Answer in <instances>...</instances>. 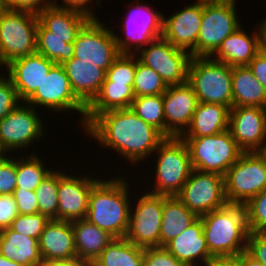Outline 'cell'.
<instances>
[{
    "mask_svg": "<svg viewBox=\"0 0 266 266\" xmlns=\"http://www.w3.org/2000/svg\"><path fill=\"white\" fill-rule=\"evenodd\" d=\"M83 130L101 148L113 149L132 164H142L154 154L166 138L154 126L143 121L131 108L108 110L98 114ZM148 156V157H147ZM125 157V158H124Z\"/></svg>",
    "mask_w": 266,
    "mask_h": 266,
    "instance_id": "obj_1",
    "label": "cell"
},
{
    "mask_svg": "<svg viewBox=\"0 0 266 266\" xmlns=\"http://www.w3.org/2000/svg\"><path fill=\"white\" fill-rule=\"evenodd\" d=\"M117 177L109 180L100 177L92 187L85 219L114 238H124L132 201L129 197V182L119 175Z\"/></svg>",
    "mask_w": 266,
    "mask_h": 266,
    "instance_id": "obj_2",
    "label": "cell"
},
{
    "mask_svg": "<svg viewBox=\"0 0 266 266\" xmlns=\"http://www.w3.org/2000/svg\"><path fill=\"white\" fill-rule=\"evenodd\" d=\"M200 218L213 257L238 256L246 251L249 230L244 205L228 203Z\"/></svg>",
    "mask_w": 266,
    "mask_h": 266,
    "instance_id": "obj_3",
    "label": "cell"
},
{
    "mask_svg": "<svg viewBox=\"0 0 266 266\" xmlns=\"http://www.w3.org/2000/svg\"><path fill=\"white\" fill-rule=\"evenodd\" d=\"M157 152V153H156ZM155 185L148 192L166 197L177 196L193 170L186 142L166 137L155 150Z\"/></svg>",
    "mask_w": 266,
    "mask_h": 266,
    "instance_id": "obj_4",
    "label": "cell"
},
{
    "mask_svg": "<svg viewBox=\"0 0 266 266\" xmlns=\"http://www.w3.org/2000/svg\"><path fill=\"white\" fill-rule=\"evenodd\" d=\"M187 82L199 103L233 107L232 66L211 57H191Z\"/></svg>",
    "mask_w": 266,
    "mask_h": 266,
    "instance_id": "obj_5",
    "label": "cell"
},
{
    "mask_svg": "<svg viewBox=\"0 0 266 266\" xmlns=\"http://www.w3.org/2000/svg\"><path fill=\"white\" fill-rule=\"evenodd\" d=\"M38 23L37 13L31 11H0V67L36 53Z\"/></svg>",
    "mask_w": 266,
    "mask_h": 266,
    "instance_id": "obj_6",
    "label": "cell"
},
{
    "mask_svg": "<svg viewBox=\"0 0 266 266\" xmlns=\"http://www.w3.org/2000/svg\"><path fill=\"white\" fill-rule=\"evenodd\" d=\"M182 139L188 146L192 168L203 172L224 176L243 153L229 130L210 136Z\"/></svg>",
    "mask_w": 266,
    "mask_h": 266,
    "instance_id": "obj_7",
    "label": "cell"
},
{
    "mask_svg": "<svg viewBox=\"0 0 266 266\" xmlns=\"http://www.w3.org/2000/svg\"><path fill=\"white\" fill-rule=\"evenodd\" d=\"M235 4L236 0H203L197 57H211L221 43L242 26Z\"/></svg>",
    "mask_w": 266,
    "mask_h": 266,
    "instance_id": "obj_8",
    "label": "cell"
},
{
    "mask_svg": "<svg viewBox=\"0 0 266 266\" xmlns=\"http://www.w3.org/2000/svg\"><path fill=\"white\" fill-rule=\"evenodd\" d=\"M129 6L131 7L129 16L124 18V24L120 28L124 36L114 33L120 54H136L145 45L162 35L163 13L161 11L153 10L149 4L134 5L132 2L128 4Z\"/></svg>",
    "mask_w": 266,
    "mask_h": 266,
    "instance_id": "obj_9",
    "label": "cell"
},
{
    "mask_svg": "<svg viewBox=\"0 0 266 266\" xmlns=\"http://www.w3.org/2000/svg\"><path fill=\"white\" fill-rule=\"evenodd\" d=\"M224 185L229 204L245 205L266 189V166L252 152H243L225 173Z\"/></svg>",
    "mask_w": 266,
    "mask_h": 266,
    "instance_id": "obj_10",
    "label": "cell"
},
{
    "mask_svg": "<svg viewBox=\"0 0 266 266\" xmlns=\"http://www.w3.org/2000/svg\"><path fill=\"white\" fill-rule=\"evenodd\" d=\"M36 109L22 102L8 116L0 119V149L5 154L11 152L10 155H12L15 150L19 151V149L22 152L44 135L43 130L46 129L42 121L43 117L39 118Z\"/></svg>",
    "mask_w": 266,
    "mask_h": 266,
    "instance_id": "obj_11",
    "label": "cell"
},
{
    "mask_svg": "<svg viewBox=\"0 0 266 266\" xmlns=\"http://www.w3.org/2000/svg\"><path fill=\"white\" fill-rule=\"evenodd\" d=\"M130 206L125 239L143 248L160 247L164 196L146 192ZM132 207H134L132 209Z\"/></svg>",
    "mask_w": 266,
    "mask_h": 266,
    "instance_id": "obj_12",
    "label": "cell"
},
{
    "mask_svg": "<svg viewBox=\"0 0 266 266\" xmlns=\"http://www.w3.org/2000/svg\"><path fill=\"white\" fill-rule=\"evenodd\" d=\"M135 55L142 64L157 72L167 86L187 82L191 54L174 47L162 37L156 38Z\"/></svg>",
    "mask_w": 266,
    "mask_h": 266,
    "instance_id": "obj_13",
    "label": "cell"
},
{
    "mask_svg": "<svg viewBox=\"0 0 266 266\" xmlns=\"http://www.w3.org/2000/svg\"><path fill=\"white\" fill-rule=\"evenodd\" d=\"M176 197L198 217L228 204L224 176L196 169Z\"/></svg>",
    "mask_w": 266,
    "mask_h": 266,
    "instance_id": "obj_14",
    "label": "cell"
},
{
    "mask_svg": "<svg viewBox=\"0 0 266 266\" xmlns=\"http://www.w3.org/2000/svg\"><path fill=\"white\" fill-rule=\"evenodd\" d=\"M73 46V58H77L79 62L95 63L105 71L120 55L114 30L98 19H90L83 26L73 42Z\"/></svg>",
    "mask_w": 266,
    "mask_h": 266,
    "instance_id": "obj_15",
    "label": "cell"
},
{
    "mask_svg": "<svg viewBox=\"0 0 266 266\" xmlns=\"http://www.w3.org/2000/svg\"><path fill=\"white\" fill-rule=\"evenodd\" d=\"M37 108L45 107L48 110L61 113L69 110L81 113V127L85 128L86 107L75 97L70 86L69 78L62 65L55 64L35 93L26 101ZM37 106V107H36Z\"/></svg>",
    "mask_w": 266,
    "mask_h": 266,
    "instance_id": "obj_16",
    "label": "cell"
},
{
    "mask_svg": "<svg viewBox=\"0 0 266 266\" xmlns=\"http://www.w3.org/2000/svg\"><path fill=\"white\" fill-rule=\"evenodd\" d=\"M196 1L175 11L168 18L163 14L162 23L161 37L174 47L188 50L191 57H197V38L203 15V0Z\"/></svg>",
    "mask_w": 266,
    "mask_h": 266,
    "instance_id": "obj_17",
    "label": "cell"
},
{
    "mask_svg": "<svg viewBox=\"0 0 266 266\" xmlns=\"http://www.w3.org/2000/svg\"><path fill=\"white\" fill-rule=\"evenodd\" d=\"M59 171L57 220L75 221L86 217L92 187L100 180Z\"/></svg>",
    "mask_w": 266,
    "mask_h": 266,
    "instance_id": "obj_18",
    "label": "cell"
},
{
    "mask_svg": "<svg viewBox=\"0 0 266 266\" xmlns=\"http://www.w3.org/2000/svg\"><path fill=\"white\" fill-rule=\"evenodd\" d=\"M198 103L188 82L167 87L163 94L165 137H180L186 131Z\"/></svg>",
    "mask_w": 266,
    "mask_h": 266,
    "instance_id": "obj_19",
    "label": "cell"
},
{
    "mask_svg": "<svg viewBox=\"0 0 266 266\" xmlns=\"http://www.w3.org/2000/svg\"><path fill=\"white\" fill-rule=\"evenodd\" d=\"M228 130L243 152H253L266 138V108L232 107Z\"/></svg>",
    "mask_w": 266,
    "mask_h": 266,
    "instance_id": "obj_20",
    "label": "cell"
},
{
    "mask_svg": "<svg viewBox=\"0 0 266 266\" xmlns=\"http://www.w3.org/2000/svg\"><path fill=\"white\" fill-rule=\"evenodd\" d=\"M54 65L52 60L36 52L5 66L20 101L26 102L35 93Z\"/></svg>",
    "mask_w": 266,
    "mask_h": 266,
    "instance_id": "obj_21",
    "label": "cell"
},
{
    "mask_svg": "<svg viewBox=\"0 0 266 266\" xmlns=\"http://www.w3.org/2000/svg\"><path fill=\"white\" fill-rule=\"evenodd\" d=\"M164 248L186 266H207L214 258L207 248L200 217Z\"/></svg>",
    "mask_w": 266,
    "mask_h": 266,
    "instance_id": "obj_22",
    "label": "cell"
},
{
    "mask_svg": "<svg viewBox=\"0 0 266 266\" xmlns=\"http://www.w3.org/2000/svg\"><path fill=\"white\" fill-rule=\"evenodd\" d=\"M242 28L241 26L221 43L217 51L211 56L213 60L233 67L247 66L254 59L263 49L259 27H256L258 31H253L251 36Z\"/></svg>",
    "mask_w": 266,
    "mask_h": 266,
    "instance_id": "obj_23",
    "label": "cell"
},
{
    "mask_svg": "<svg viewBox=\"0 0 266 266\" xmlns=\"http://www.w3.org/2000/svg\"><path fill=\"white\" fill-rule=\"evenodd\" d=\"M75 97L87 108L100 92L106 71L95 63L72 58L62 64Z\"/></svg>",
    "mask_w": 266,
    "mask_h": 266,
    "instance_id": "obj_24",
    "label": "cell"
},
{
    "mask_svg": "<svg viewBox=\"0 0 266 266\" xmlns=\"http://www.w3.org/2000/svg\"><path fill=\"white\" fill-rule=\"evenodd\" d=\"M38 241L42 260L77 258L72 222L50 219Z\"/></svg>",
    "mask_w": 266,
    "mask_h": 266,
    "instance_id": "obj_25",
    "label": "cell"
},
{
    "mask_svg": "<svg viewBox=\"0 0 266 266\" xmlns=\"http://www.w3.org/2000/svg\"><path fill=\"white\" fill-rule=\"evenodd\" d=\"M37 17V36L68 38V43L75 41L79 31L90 20L79 12L56 6L39 11Z\"/></svg>",
    "mask_w": 266,
    "mask_h": 266,
    "instance_id": "obj_26",
    "label": "cell"
},
{
    "mask_svg": "<svg viewBox=\"0 0 266 266\" xmlns=\"http://www.w3.org/2000/svg\"><path fill=\"white\" fill-rule=\"evenodd\" d=\"M230 108L221 104L198 103L190 124L180 138H196L229 129Z\"/></svg>",
    "mask_w": 266,
    "mask_h": 266,
    "instance_id": "obj_27",
    "label": "cell"
},
{
    "mask_svg": "<svg viewBox=\"0 0 266 266\" xmlns=\"http://www.w3.org/2000/svg\"><path fill=\"white\" fill-rule=\"evenodd\" d=\"M77 258L89 265L114 239L107 231L100 229L85 218L72 221Z\"/></svg>",
    "mask_w": 266,
    "mask_h": 266,
    "instance_id": "obj_28",
    "label": "cell"
},
{
    "mask_svg": "<svg viewBox=\"0 0 266 266\" xmlns=\"http://www.w3.org/2000/svg\"><path fill=\"white\" fill-rule=\"evenodd\" d=\"M0 255L25 266H39L42 262L38 239L10 228L0 231Z\"/></svg>",
    "mask_w": 266,
    "mask_h": 266,
    "instance_id": "obj_29",
    "label": "cell"
},
{
    "mask_svg": "<svg viewBox=\"0 0 266 266\" xmlns=\"http://www.w3.org/2000/svg\"><path fill=\"white\" fill-rule=\"evenodd\" d=\"M135 98L133 86L114 83L105 77L100 92L86 108L85 127L98 115L108 110L130 108Z\"/></svg>",
    "mask_w": 266,
    "mask_h": 266,
    "instance_id": "obj_30",
    "label": "cell"
},
{
    "mask_svg": "<svg viewBox=\"0 0 266 266\" xmlns=\"http://www.w3.org/2000/svg\"><path fill=\"white\" fill-rule=\"evenodd\" d=\"M233 107L266 108V89L254 77L248 66L232 67Z\"/></svg>",
    "mask_w": 266,
    "mask_h": 266,
    "instance_id": "obj_31",
    "label": "cell"
},
{
    "mask_svg": "<svg viewBox=\"0 0 266 266\" xmlns=\"http://www.w3.org/2000/svg\"><path fill=\"white\" fill-rule=\"evenodd\" d=\"M199 217L190 211L176 196H164L160 247L178 236Z\"/></svg>",
    "mask_w": 266,
    "mask_h": 266,
    "instance_id": "obj_32",
    "label": "cell"
},
{
    "mask_svg": "<svg viewBox=\"0 0 266 266\" xmlns=\"http://www.w3.org/2000/svg\"><path fill=\"white\" fill-rule=\"evenodd\" d=\"M144 248L114 238L90 266H143Z\"/></svg>",
    "mask_w": 266,
    "mask_h": 266,
    "instance_id": "obj_33",
    "label": "cell"
},
{
    "mask_svg": "<svg viewBox=\"0 0 266 266\" xmlns=\"http://www.w3.org/2000/svg\"><path fill=\"white\" fill-rule=\"evenodd\" d=\"M25 158H24V156ZM38 154H22L16 159V188L14 190L35 191L39 184L52 171L46 168L45 161ZM23 156V157H22ZM22 157V158H21Z\"/></svg>",
    "mask_w": 266,
    "mask_h": 266,
    "instance_id": "obj_34",
    "label": "cell"
},
{
    "mask_svg": "<svg viewBox=\"0 0 266 266\" xmlns=\"http://www.w3.org/2000/svg\"><path fill=\"white\" fill-rule=\"evenodd\" d=\"M130 108L143 121L154 126L165 136L163 94L135 97Z\"/></svg>",
    "mask_w": 266,
    "mask_h": 266,
    "instance_id": "obj_35",
    "label": "cell"
},
{
    "mask_svg": "<svg viewBox=\"0 0 266 266\" xmlns=\"http://www.w3.org/2000/svg\"><path fill=\"white\" fill-rule=\"evenodd\" d=\"M59 170H52L35 189L38 212L57 219Z\"/></svg>",
    "mask_w": 266,
    "mask_h": 266,
    "instance_id": "obj_36",
    "label": "cell"
},
{
    "mask_svg": "<svg viewBox=\"0 0 266 266\" xmlns=\"http://www.w3.org/2000/svg\"><path fill=\"white\" fill-rule=\"evenodd\" d=\"M167 87L161 76L142 64L136 56V72L133 83L135 97L164 94Z\"/></svg>",
    "mask_w": 266,
    "mask_h": 266,
    "instance_id": "obj_37",
    "label": "cell"
},
{
    "mask_svg": "<svg viewBox=\"0 0 266 266\" xmlns=\"http://www.w3.org/2000/svg\"><path fill=\"white\" fill-rule=\"evenodd\" d=\"M36 52L52 60L55 64L62 65L73 58L74 46L73 43H68V38L37 36Z\"/></svg>",
    "mask_w": 266,
    "mask_h": 266,
    "instance_id": "obj_38",
    "label": "cell"
},
{
    "mask_svg": "<svg viewBox=\"0 0 266 266\" xmlns=\"http://www.w3.org/2000/svg\"><path fill=\"white\" fill-rule=\"evenodd\" d=\"M136 72V55L120 54L106 71V78L114 83L133 86Z\"/></svg>",
    "mask_w": 266,
    "mask_h": 266,
    "instance_id": "obj_39",
    "label": "cell"
},
{
    "mask_svg": "<svg viewBox=\"0 0 266 266\" xmlns=\"http://www.w3.org/2000/svg\"><path fill=\"white\" fill-rule=\"evenodd\" d=\"M244 206L249 232H266V189L251 198Z\"/></svg>",
    "mask_w": 266,
    "mask_h": 266,
    "instance_id": "obj_40",
    "label": "cell"
},
{
    "mask_svg": "<svg viewBox=\"0 0 266 266\" xmlns=\"http://www.w3.org/2000/svg\"><path fill=\"white\" fill-rule=\"evenodd\" d=\"M50 218L45 214L35 213L30 215L19 214L9 227L11 230L38 239Z\"/></svg>",
    "mask_w": 266,
    "mask_h": 266,
    "instance_id": "obj_41",
    "label": "cell"
},
{
    "mask_svg": "<svg viewBox=\"0 0 266 266\" xmlns=\"http://www.w3.org/2000/svg\"><path fill=\"white\" fill-rule=\"evenodd\" d=\"M9 154L0 159V195L13 194L16 188V157H10Z\"/></svg>",
    "mask_w": 266,
    "mask_h": 266,
    "instance_id": "obj_42",
    "label": "cell"
},
{
    "mask_svg": "<svg viewBox=\"0 0 266 266\" xmlns=\"http://www.w3.org/2000/svg\"><path fill=\"white\" fill-rule=\"evenodd\" d=\"M0 77V119L8 116L10 112L22 101L8 76Z\"/></svg>",
    "mask_w": 266,
    "mask_h": 266,
    "instance_id": "obj_43",
    "label": "cell"
},
{
    "mask_svg": "<svg viewBox=\"0 0 266 266\" xmlns=\"http://www.w3.org/2000/svg\"><path fill=\"white\" fill-rule=\"evenodd\" d=\"M143 266H186L164 247L144 248Z\"/></svg>",
    "mask_w": 266,
    "mask_h": 266,
    "instance_id": "obj_44",
    "label": "cell"
},
{
    "mask_svg": "<svg viewBox=\"0 0 266 266\" xmlns=\"http://www.w3.org/2000/svg\"><path fill=\"white\" fill-rule=\"evenodd\" d=\"M246 252L266 266V232H249Z\"/></svg>",
    "mask_w": 266,
    "mask_h": 266,
    "instance_id": "obj_45",
    "label": "cell"
},
{
    "mask_svg": "<svg viewBox=\"0 0 266 266\" xmlns=\"http://www.w3.org/2000/svg\"><path fill=\"white\" fill-rule=\"evenodd\" d=\"M19 215L13 194L0 195V231L9 228Z\"/></svg>",
    "mask_w": 266,
    "mask_h": 266,
    "instance_id": "obj_46",
    "label": "cell"
},
{
    "mask_svg": "<svg viewBox=\"0 0 266 266\" xmlns=\"http://www.w3.org/2000/svg\"><path fill=\"white\" fill-rule=\"evenodd\" d=\"M55 0H2L3 8L12 10H26L34 13L52 7Z\"/></svg>",
    "mask_w": 266,
    "mask_h": 266,
    "instance_id": "obj_47",
    "label": "cell"
},
{
    "mask_svg": "<svg viewBox=\"0 0 266 266\" xmlns=\"http://www.w3.org/2000/svg\"><path fill=\"white\" fill-rule=\"evenodd\" d=\"M13 196L21 215L38 213V202L35 191L14 190Z\"/></svg>",
    "mask_w": 266,
    "mask_h": 266,
    "instance_id": "obj_48",
    "label": "cell"
},
{
    "mask_svg": "<svg viewBox=\"0 0 266 266\" xmlns=\"http://www.w3.org/2000/svg\"><path fill=\"white\" fill-rule=\"evenodd\" d=\"M91 1L92 0H62V3H63L62 5H60L56 1L54 6L62 8V9H67V10L79 12V13L87 16L89 19H98V17H96L95 13L92 10L94 8L91 7L89 4ZM95 1H96L95 5L99 6L101 0H95ZM93 2H94V0L91 3H93Z\"/></svg>",
    "mask_w": 266,
    "mask_h": 266,
    "instance_id": "obj_49",
    "label": "cell"
},
{
    "mask_svg": "<svg viewBox=\"0 0 266 266\" xmlns=\"http://www.w3.org/2000/svg\"><path fill=\"white\" fill-rule=\"evenodd\" d=\"M247 66L266 89V50L263 48Z\"/></svg>",
    "mask_w": 266,
    "mask_h": 266,
    "instance_id": "obj_50",
    "label": "cell"
},
{
    "mask_svg": "<svg viewBox=\"0 0 266 266\" xmlns=\"http://www.w3.org/2000/svg\"><path fill=\"white\" fill-rule=\"evenodd\" d=\"M207 266H242L240 254L238 256L214 257Z\"/></svg>",
    "mask_w": 266,
    "mask_h": 266,
    "instance_id": "obj_51",
    "label": "cell"
},
{
    "mask_svg": "<svg viewBox=\"0 0 266 266\" xmlns=\"http://www.w3.org/2000/svg\"><path fill=\"white\" fill-rule=\"evenodd\" d=\"M39 266H90L86 261L78 258L72 260H42Z\"/></svg>",
    "mask_w": 266,
    "mask_h": 266,
    "instance_id": "obj_52",
    "label": "cell"
},
{
    "mask_svg": "<svg viewBox=\"0 0 266 266\" xmlns=\"http://www.w3.org/2000/svg\"><path fill=\"white\" fill-rule=\"evenodd\" d=\"M240 260L242 261V266H264L261 262L250 256L246 251L240 253Z\"/></svg>",
    "mask_w": 266,
    "mask_h": 266,
    "instance_id": "obj_53",
    "label": "cell"
},
{
    "mask_svg": "<svg viewBox=\"0 0 266 266\" xmlns=\"http://www.w3.org/2000/svg\"><path fill=\"white\" fill-rule=\"evenodd\" d=\"M252 153L266 166V138Z\"/></svg>",
    "mask_w": 266,
    "mask_h": 266,
    "instance_id": "obj_54",
    "label": "cell"
},
{
    "mask_svg": "<svg viewBox=\"0 0 266 266\" xmlns=\"http://www.w3.org/2000/svg\"><path fill=\"white\" fill-rule=\"evenodd\" d=\"M0 266H25L0 255Z\"/></svg>",
    "mask_w": 266,
    "mask_h": 266,
    "instance_id": "obj_55",
    "label": "cell"
},
{
    "mask_svg": "<svg viewBox=\"0 0 266 266\" xmlns=\"http://www.w3.org/2000/svg\"><path fill=\"white\" fill-rule=\"evenodd\" d=\"M261 22H260L258 27H259V30H260V35H261V38H262V42L266 43V17L263 19V21L261 20Z\"/></svg>",
    "mask_w": 266,
    "mask_h": 266,
    "instance_id": "obj_56",
    "label": "cell"
},
{
    "mask_svg": "<svg viewBox=\"0 0 266 266\" xmlns=\"http://www.w3.org/2000/svg\"><path fill=\"white\" fill-rule=\"evenodd\" d=\"M4 155H6V154L0 149V159H1Z\"/></svg>",
    "mask_w": 266,
    "mask_h": 266,
    "instance_id": "obj_57",
    "label": "cell"
},
{
    "mask_svg": "<svg viewBox=\"0 0 266 266\" xmlns=\"http://www.w3.org/2000/svg\"><path fill=\"white\" fill-rule=\"evenodd\" d=\"M3 9L2 0H0V11Z\"/></svg>",
    "mask_w": 266,
    "mask_h": 266,
    "instance_id": "obj_58",
    "label": "cell"
},
{
    "mask_svg": "<svg viewBox=\"0 0 266 266\" xmlns=\"http://www.w3.org/2000/svg\"><path fill=\"white\" fill-rule=\"evenodd\" d=\"M263 48L266 50V43H263Z\"/></svg>",
    "mask_w": 266,
    "mask_h": 266,
    "instance_id": "obj_59",
    "label": "cell"
}]
</instances>
